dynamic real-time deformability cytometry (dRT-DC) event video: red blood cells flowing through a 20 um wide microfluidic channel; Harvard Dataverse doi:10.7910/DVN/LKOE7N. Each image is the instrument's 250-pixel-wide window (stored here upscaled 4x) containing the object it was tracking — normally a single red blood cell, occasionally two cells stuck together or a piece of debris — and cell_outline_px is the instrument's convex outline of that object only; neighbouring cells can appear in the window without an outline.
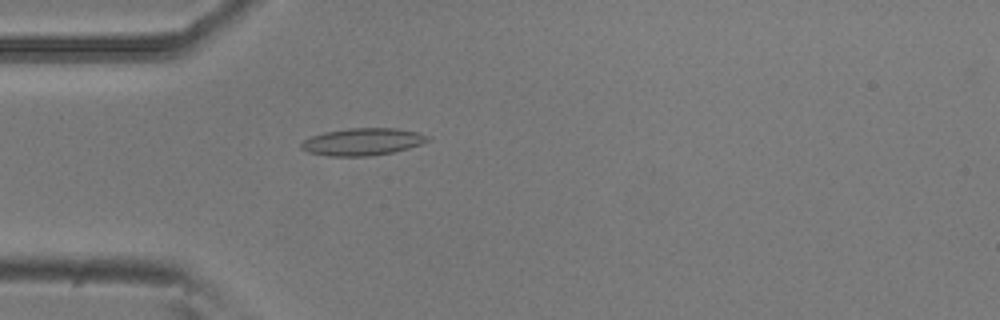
{"species": "common noctule bat (a hibernating species)", "species_latin": "Nyctalus noctula", "temperature_condition": "room temperature", "stored_images_in_passage": 53, "camera_frame_rate_fps": 3000, "um_per_image_px": 0.085, "animal": {"sex": "male", "body_mass_g": 20.5, "forearm_length_mm": 52.5}, "frame": {"image": 1, "passage_image": 15, "time_ms": 4.667, "image_size_px": [1000, 320], "cell_outline_px": [[432, 140], [408, 148], [392, 152], [368, 156], [328, 156], [308, 152], [300, 148], [300, 144], [304, 140], [312, 136], [324, 132], [348, 128], [396, 128], [416, 132], [432, 136]], "centroid_in_image_um": [30.83, 12.04], "position_along_channel_um": 54.2, "area_um2": 20.11}}
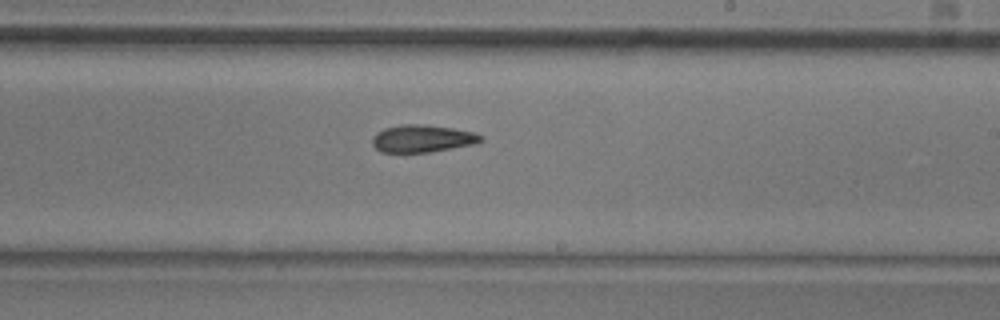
{"frame": {"image": 2, "passage_image": 31, "time_ms": 10.0, "image_size_px": [1000, 320], "cell_outline_px": [[484, 140], [476, 144], [428, 152], [380, 152], [372, 144], [372, 136], [376, 132], [384, 128], [400, 124], [424, 124], [452, 128], [472, 132], [484, 136]], "centroid_in_image_um": [35.89, 11.77], "position_along_channel_um": 253.1, "area_um2": 17.46}}
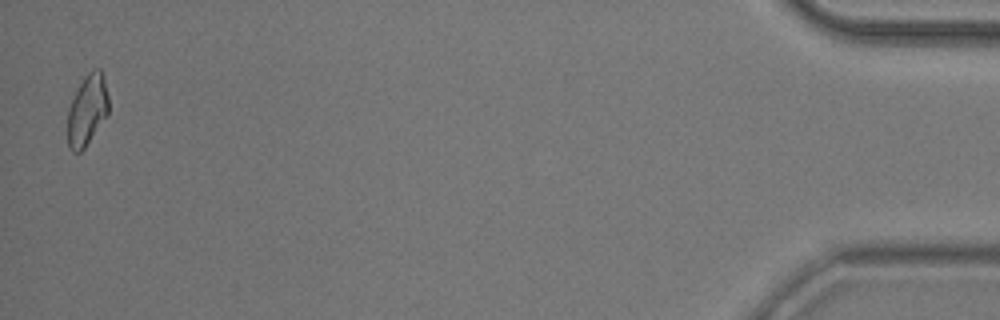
{"frame": {"image": 3, "passage_image": 52, "time_ms": 17.0, "image_size_px": [1000, 320], "cell_outline_px": [[108, 116], [84, 148], [80, 152], [72, 152], [68, 144], [68, 108], [84, 76], [92, 68], [100, 68], [104, 72], [108, 96]], "centroid_in_image_um": [7.44, 9.32], "position_along_channel_um": 427.8, "area_um2": 17.11}, "authors_computed_cell_mechanics": {"area_um2": 17.629, "velocity_mm_per_s": 3.8239, "shape_relaxation_time_tau1_ms": null, "shape_relaxation_time_tau2_ms": 10.214, "deformation_change_tau1": null, "deformation_change_tau2": 0.2085}}